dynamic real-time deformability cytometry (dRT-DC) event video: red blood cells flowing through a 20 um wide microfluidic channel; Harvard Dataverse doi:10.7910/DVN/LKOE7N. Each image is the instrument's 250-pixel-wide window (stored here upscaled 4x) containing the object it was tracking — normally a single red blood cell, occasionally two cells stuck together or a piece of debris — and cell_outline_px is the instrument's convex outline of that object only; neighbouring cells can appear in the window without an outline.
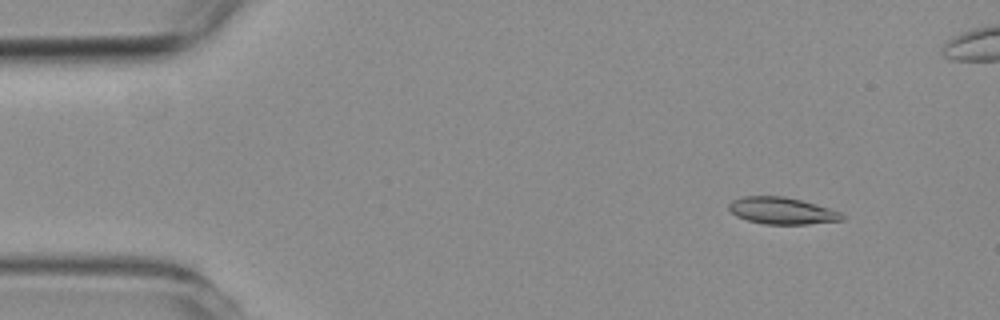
{"species": "common noctule bat (a hibernating species)", "species_latin": "Nyctalus noctula", "temperature_condition": "room temperature", "stored_images_in_passage": 51, "camera_frame_rate_fps": 3000, "um_per_image_px": 0.085, "animal": {"sex": "female", "body_mass_g": 19.3, "forearm_length_mm": 54.1}, "frame": {"image": 1, "passage_image": 2, "time_ms": 0.333, "image_size_px": [1000, 320], "cell_outline_px": [[844, 220], [808, 224], [764, 224], [748, 220], [736, 216], [728, 208], [728, 204], [732, 200], [744, 196], [784, 196], [800, 200], [828, 208], [840, 212], [844, 216]], "centroid_in_image_um": [66.44, 17.91], "position_along_channel_um": 18.6, "area_um2": 17.57}}
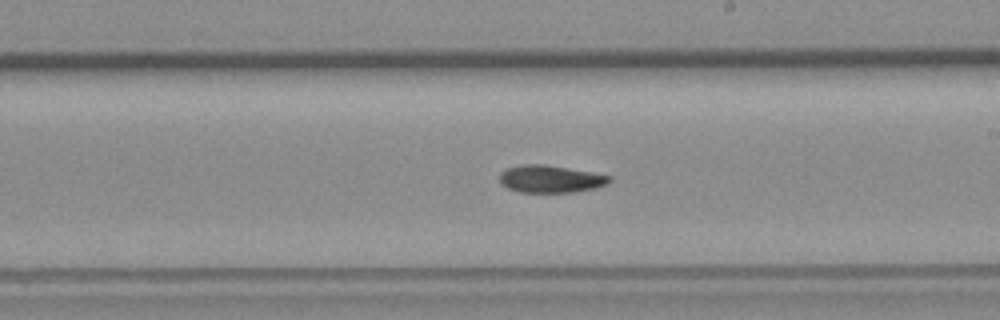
{"frame": {"image": 2, "passage_image": 27, "time_ms": 8.667, "image_size_px": [1000, 320], "cell_outline_px": [[612, 180], [608, 184], [596, 188], [576, 192], [520, 192], [508, 188], [500, 184], [500, 172], [508, 168], [524, 164], [544, 164], [592, 172], [612, 176]], "centroid_in_image_um": [46.82, 15.21], "position_along_channel_um": 242.2, "area_um2": 17.63}}
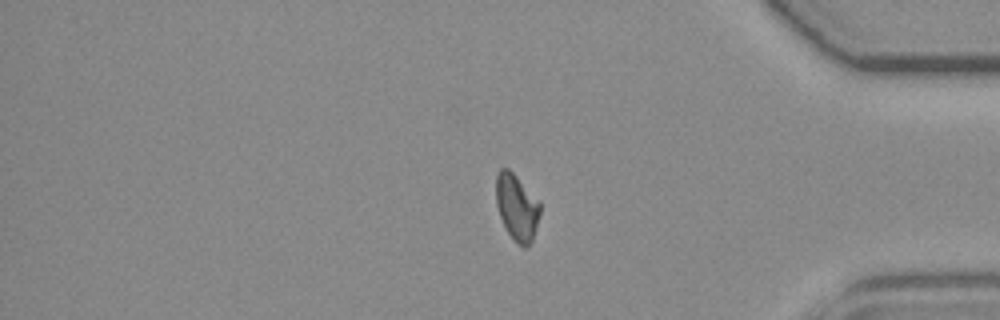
{"frame": {"image": 3, "passage_image": 41, "time_ms": 13.333, "image_size_px": [1000, 320], "cell_outline_px": [[540, 212], [532, 240], [524, 248], [512, 240], [500, 216], [496, 204], [496, 176], [500, 168], [508, 168], [540, 200]], "centroid_in_image_um": [43.93, 17.6], "position_along_channel_um": 391.3, "area_um2": 16.94}}